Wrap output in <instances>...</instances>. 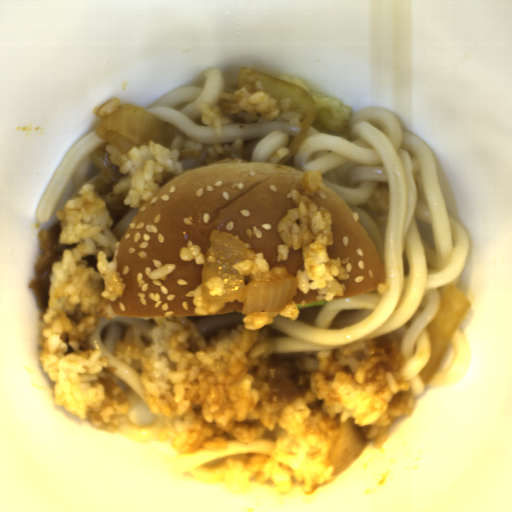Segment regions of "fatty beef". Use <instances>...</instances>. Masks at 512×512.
<instances>
[{"instance_id":"fatty-beef-1","label":"fatty beef","mask_w":512,"mask_h":512,"mask_svg":"<svg viewBox=\"0 0 512 512\" xmlns=\"http://www.w3.org/2000/svg\"><path fill=\"white\" fill-rule=\"evenodd\" d=\"M61 221L48 230H41L38 237L39 257L33 271V279L28 287L33 293L39 312L45 313L49 307V285L52 264L61 261L63 250H73L76 245L59 243Z\"/></svg>"}]
</instances>
